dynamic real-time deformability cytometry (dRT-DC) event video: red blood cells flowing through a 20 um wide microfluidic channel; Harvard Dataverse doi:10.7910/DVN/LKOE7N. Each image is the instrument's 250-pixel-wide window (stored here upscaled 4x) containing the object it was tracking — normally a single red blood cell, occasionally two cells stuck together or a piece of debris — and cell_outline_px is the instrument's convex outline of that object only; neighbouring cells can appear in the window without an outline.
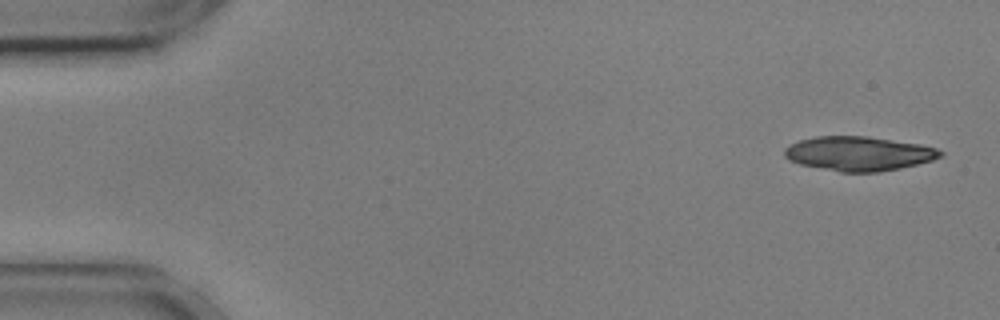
{"species": "common noctule bat (a hibernating species)", "species_latin": "Nyctalus noctula", "temperature_condition": "cold", "stored_images_in_passage": 54, "camera_frame_rate_fps": 3000, "um_per_image_px": 0.085, "animal": {"sex": "male", "body_mass_g": 17.9, "forearm_length_mm": 54.2}, "frame": {"image": 1, "passage_image": 1, "time_ms": 0.0, "image_size_px": [1000, 320], "cell_outline_px": [[944, 156], [932, 160], [900, 168], [876, 172], [840, 172], [800, 164], [788, 160], [784, 156], [784, 148], [800, 140], [816, 136], [868, 136], [920, 144], [936, 148], [944, 152]], "centroid_in_image_um": [73.0, 13.05], "position_along_channel_um": 12.0, "area_um2": 31.15}, "authors_computed_cell_mechanics": {"area_um2": 18.2648, "velocity_mm_per_s": 3.6189, "shape_relaxation_time_tau1_ms": 9.4155, "shape_relaxation_time_tau2_ms": null, "deformation_change_tau1": 0.2151, "deformation_change_tau2": null}}